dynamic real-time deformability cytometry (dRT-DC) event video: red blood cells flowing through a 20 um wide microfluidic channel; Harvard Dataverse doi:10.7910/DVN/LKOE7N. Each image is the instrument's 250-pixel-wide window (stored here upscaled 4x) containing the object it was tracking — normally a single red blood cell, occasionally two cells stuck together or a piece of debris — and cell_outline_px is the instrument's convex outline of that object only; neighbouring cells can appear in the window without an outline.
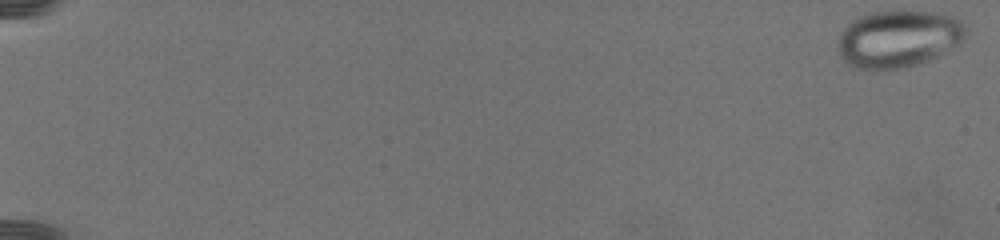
{"species": "common noctule bat (a hibernating species)", "species_latin": "Nyctalus noctula", "temperature_condition": "warm", "stored_images_in_passage": 64, "camera_frame_rate_fps": 3000, "um_per_image_px": 0.085, "animal": {"sex": "female", "body_mass_g": 19.5, "forearm_length_mm": 54.1}, "frame": {"image": 1, "passage_image": 1, "time_ms": 0.0, "image_size_px": [1000, 240], "cell_outline_px": [[968, 28], [964, 40], [960, 44], [928, 60], [916, 64], [900, 68], [872, 72], [852, 68], [840, 56], [840, 32], [852, 20], [860, 16], [876, 12], [932, 12], [952, 16], [960, 20]], "centroid_in_image_um": [76.37, 3.33], "position_along_channel_um": 8.6, "area_um2": 42.66}}
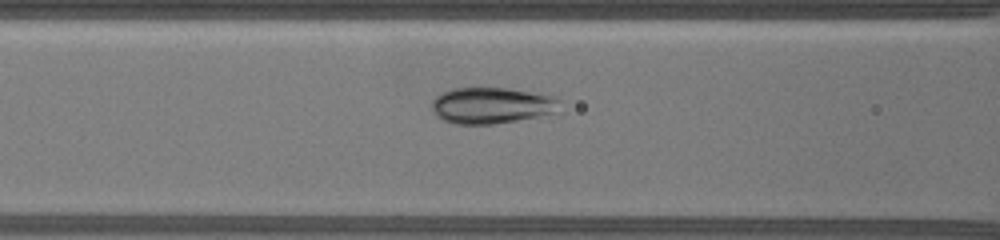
{"frame": {"image": 2, "passage_image": 37, "time_ms": 12.0, "image_size_px": [1000, 240], "cell_outline_px": [[564, 112], [492, 124], [456, 124], [444, 120], [436, 116], [432, 108], [432, 100], [436, 96], [452, 88], [508, 88], [552, 96], [560, 100]], "centroid_in_image_um": [41.85, 8.97], "position_along_channel_um": 124.7, "area_um2": 27.22}}
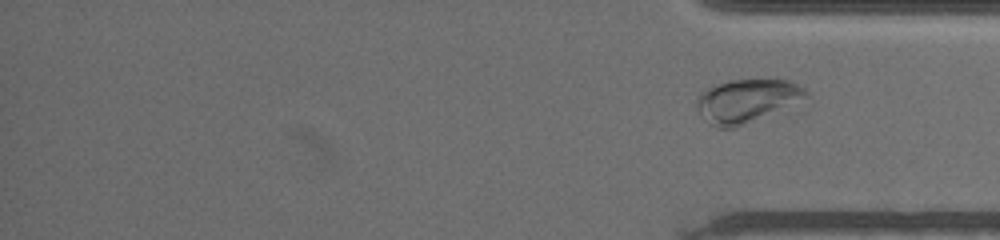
{"frame": {"image": 3, "passage_image": 64, "time_ms": 21.0, "image_size_px": [1000, 240], "cell_outline_px": [[808, 96], [744, 124], [732, 128], [716, 128], [708, 124], [700, 116], [696, 108], [696, 96], [700, 92], [708, 88], [732, 80], [788, 80], [804, 88], [808, 92]], "centroid_in_image_um": [63.36, 8.57], "position_along_channel_um": 371.8, "area_um2": 26.88}}